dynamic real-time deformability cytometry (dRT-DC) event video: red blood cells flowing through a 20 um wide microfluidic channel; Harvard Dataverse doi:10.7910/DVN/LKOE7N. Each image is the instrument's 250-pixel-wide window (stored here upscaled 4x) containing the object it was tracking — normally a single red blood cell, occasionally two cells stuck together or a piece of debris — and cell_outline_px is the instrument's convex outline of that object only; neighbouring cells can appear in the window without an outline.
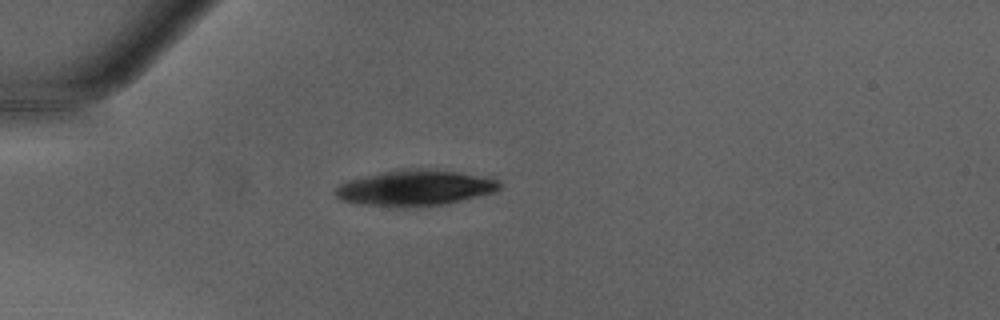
{"species": "Egyptian fruit bat (a non-hibernating species)", "species_latin": "Rousettus aegyptiacus", "temperature_condition": "warm", "stored_images_in_passage": 35, "camera_frame_rate_fps": 3000, "um_per_image_px": 0.085, "animal": {"sex": "male"}, "frame": {"image": 1, "passage_image": 1, "time_ms": 0.0, "image_size_px": [1000, 320], "cell_outline_px": [[504, 184], [496, 192], [444, 204], [396, 208], [392, 208], [356, 204], [340, 200], [336, 196], [336, 188], [340, 184], [348, 180], [396, 168], [412, 168], [456, 172], [492, 176], [500, 180]], "centroid_in_image_um": [35.31, 15.97], "position_along_channel_um": 49.7, "area_um2": 34.85}}
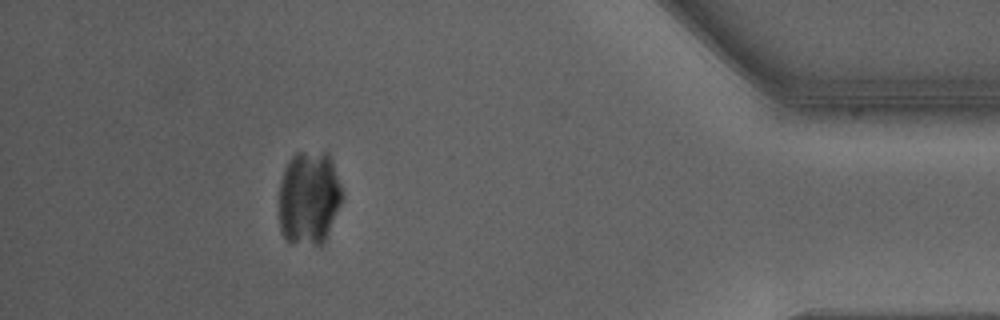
{"frame": {"image": 2, "passage_image": 31, "time_ms": 10.0, "image_size_px": [1000, 320], "cell_outline_px": [[344, 196], [324, 244], [292, 244], [284, 240], [280, 232], [280, 180], [292, 156], [296, 152], [328, 152], [332, 160]], "centroid_in_image_um": [26.27, 16.85], "position_along_channel_um": 408.9, "area_um2": 34.91}}